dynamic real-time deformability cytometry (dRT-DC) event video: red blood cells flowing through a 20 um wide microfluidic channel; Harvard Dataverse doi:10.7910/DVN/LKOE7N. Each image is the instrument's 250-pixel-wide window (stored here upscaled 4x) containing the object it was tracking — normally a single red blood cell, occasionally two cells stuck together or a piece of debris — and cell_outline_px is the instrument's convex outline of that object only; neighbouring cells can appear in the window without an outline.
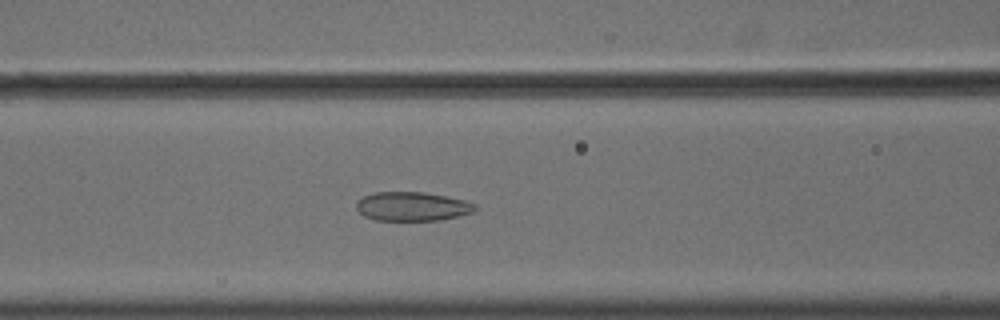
{"species": "common noctule bat (a hibernating species)", "species_latin": "Nyctalus noctula", "temperature_condition": "cold", "stored_images_in_passage": 57, "camera_frame_rate_fps": 3000, "um_per_image_px": 0.085, "animal": {"sex": "male", "body_mass_g": 18.8}, "frame": {"image": 1, "passage_image": 25, "time_ms": 8.0, "image_size_px": [1000, 320], "cell_outline_px": [[476, 208], [472, 212], [440, 220], [376, 220], [364, 216], [356, 208], [356, 204], [364, 196], [372, 192], [424, 192], [464, 200], [476, 204]], "centroid_in_image_um": [35.02, 17.54], "position_along_channel_um": 131.6, "area_um2": 19.83}}
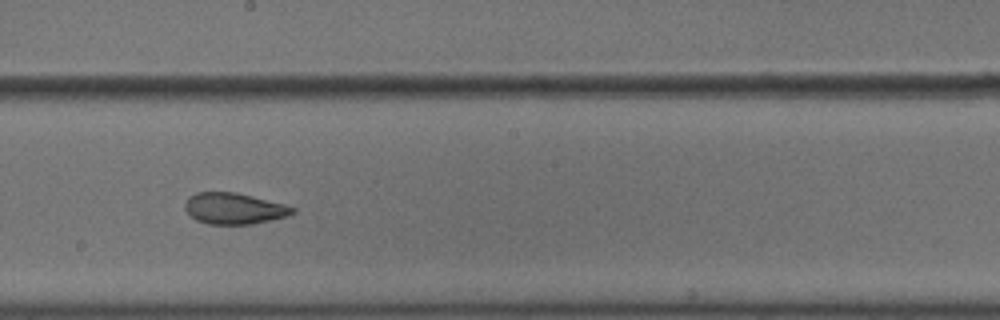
{"frame": {"image": 2, "passage_image": 33, "time_ms": 10.667, "image_size_px": [1000, 320], "cell_outline_px": [[296, 212], [288, 216], [252, 224], [208, 224], [196, 220], [184, 208], [184, 204], [188, 196], [196, 192], [236, 192], [284, 204], [296, 208]], "centroid_in_image_um": [19.89, 17.72], "position_along_channel_um": 228.3, "area_um2": 19.59}}
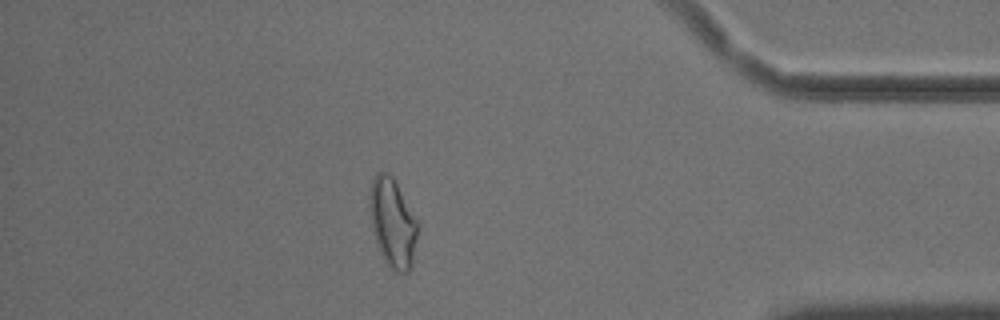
{"frame": {"image": 3, "passage_image": 50, "time_ms": 16.333, "image_size_px": [1000, 320], "cell_outline_px": [[416, 236], [412, 268], [408, 272], [392, 272], [388, 268], [376, 244], [368, 208], [368, 196], [372, 180], [380, 172], [388, 172], [392, 176], [416, 220]], "centroid_in_image_um": [33.33, 18.98], "position_along_channel_um": 401.9, "area_um2": 24.68}, "authors_computed_cell_mechanics": {"area_um2": 23.8714, "velocity_mm_per_s": 3.6253, "shape_relaxation_time_tau1_ms": null, "shape_relaxation_time_tau2_ms": 1.6639, "deformation_change_tau1": null, "deformation_change_tau2": 0.0825}}